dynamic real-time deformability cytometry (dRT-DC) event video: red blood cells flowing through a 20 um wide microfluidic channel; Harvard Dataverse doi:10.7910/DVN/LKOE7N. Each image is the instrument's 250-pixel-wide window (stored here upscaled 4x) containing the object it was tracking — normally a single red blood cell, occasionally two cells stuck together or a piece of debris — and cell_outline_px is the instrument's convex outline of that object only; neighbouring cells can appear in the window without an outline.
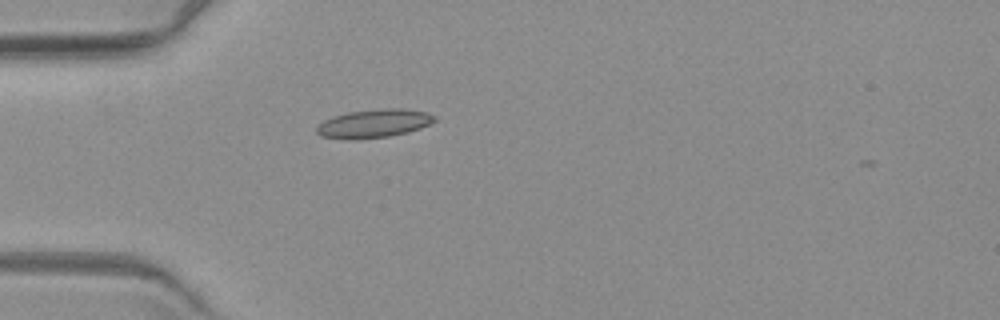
{"species": "common noctule bat (a hibernating species)", "species_latin": "Nyctalus noctula", "temperature_condition": "warm", "stored_images_in_passage": 5, "camera_frame_rate_fps": 3000, "um_per_image_px": 0.085, "animal": {"sex": "female", "body_mass_g": 19.3, "forearm_length_mm": 54.1}, "frame": {"image": 1, "passage_image": 4, "time_ms": 5.0, "image_size_px": [1000, 320], "cell_outline_px": [[436, 120], [420, 128], [408, 132], [388, 136], [356, 140], [348, 140], [320, 136], [316, 132], [316, 128], [324, 120], [332, 116], [348, 112], [384, 108], [404, 108], [428, 112], [436, 116]], "centroid_in_image_um": [31.77, 10.5], "position_along_channel_um": 53.2, "area_um2": 19.71}}